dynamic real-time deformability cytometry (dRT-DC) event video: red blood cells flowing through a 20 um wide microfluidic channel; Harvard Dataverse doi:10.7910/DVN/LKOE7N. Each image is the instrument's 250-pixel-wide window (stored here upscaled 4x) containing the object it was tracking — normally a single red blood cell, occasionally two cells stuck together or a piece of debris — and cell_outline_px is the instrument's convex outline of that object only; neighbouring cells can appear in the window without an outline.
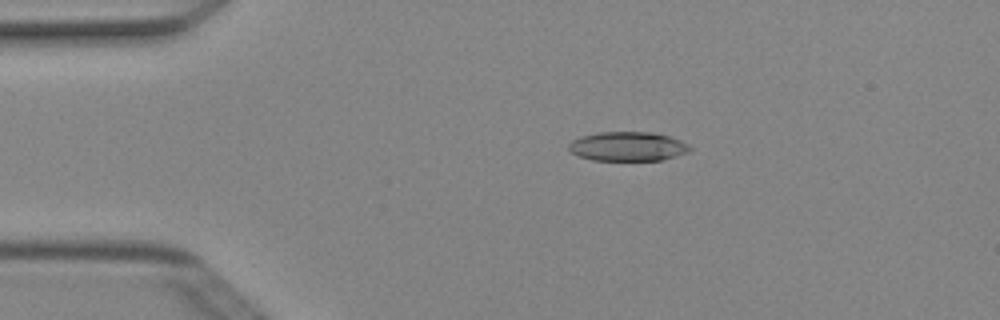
{"species": "Egyptian fruit bat (a non-hibernating species)", "species_latin": "Rousettus aegyptiacus", "temperature_condition": "cold", "stored_images_in_passage": 4, "camera_frame_rate_fps": 3000, "um_per_image_px": 0.085, "animal": {"sex": "female"}, "frame": {"image": 1, "passage_image": 3, "time_ms": 0.667, "image_size_px": [1000, 320], "cell_outline_px": [[692, 148], [688, 152], [664, 160], [592, 160], [580, 156], [572, 152], [568, 148], [568, 144], [572, 140], [580, 136], [600, 132], [652, 132], [668, 136], [680, 140], [688, 144]], "centroid_in_image_um": [53.36, 12.44], "position_along_channel_um": 31.6, "area_um2": 20.63}}